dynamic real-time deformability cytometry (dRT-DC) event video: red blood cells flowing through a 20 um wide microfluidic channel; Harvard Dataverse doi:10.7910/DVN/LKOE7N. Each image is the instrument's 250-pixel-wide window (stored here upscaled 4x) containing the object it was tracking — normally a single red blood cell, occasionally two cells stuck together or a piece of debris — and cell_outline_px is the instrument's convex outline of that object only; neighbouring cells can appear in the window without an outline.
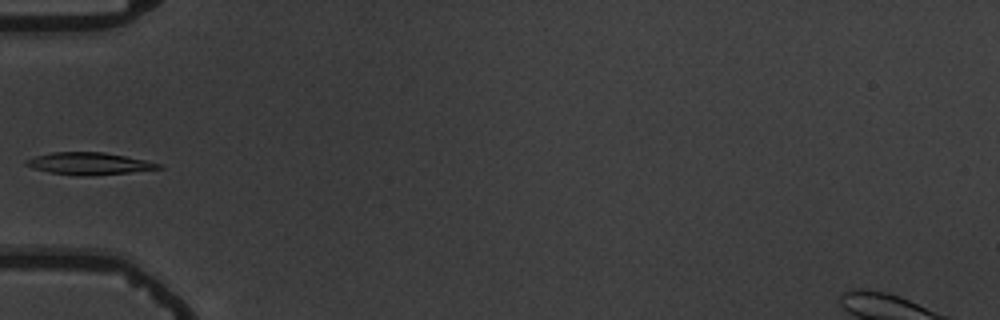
{"species": "common noctule bat (a hibernating species)", "species_latin": "Nyctalus noctula", "temperature_condition": "warm", "stored_images_in_passage": 6, "camera_frame_rate_fps": 3000, "um_per_image_px": 0.085, "animal": {"sex": "male", "body_mass_g": 19.5, "forearm_length_mm": 54.6}, "frame": {"image": 1, "passage_image": 5, "time_ms": 5.667, "image_size_px": [1000, 320], "cell_outline_px": [[164, 168], [128, 172], [88, 176], [52, 172], [32, 168], [24, 164], [24, 160], [36, 156], [52, 152], [104, 152], [144, 160], [160, 164]], "centroid_in_image_um": [7.54, 13.89], "position_along_channel_um": 77.5, "area_um2": 16.7}}
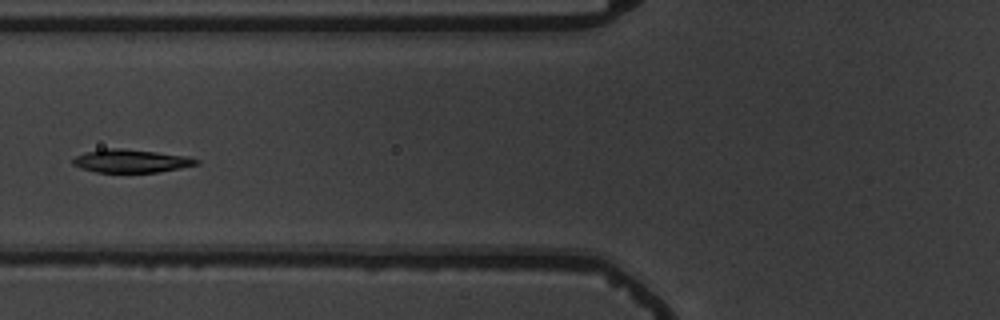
{"frame": {"image": 2, "passage_image": 6, "time_ms": 6.667, "image_size_px": [1000, 320], "cell_outline_px": [[200, 164], [160, 172], [96, 172], [80, 168], [72, 164], [72, 160], [76, 156], [84, 152], [104, 148], [124, 148], [188, 156], [200, 160]], "centroid_in_image_um": [11.14, 13.68], "position_along_channel_um": 114.7, "area_um2": 16.82}}